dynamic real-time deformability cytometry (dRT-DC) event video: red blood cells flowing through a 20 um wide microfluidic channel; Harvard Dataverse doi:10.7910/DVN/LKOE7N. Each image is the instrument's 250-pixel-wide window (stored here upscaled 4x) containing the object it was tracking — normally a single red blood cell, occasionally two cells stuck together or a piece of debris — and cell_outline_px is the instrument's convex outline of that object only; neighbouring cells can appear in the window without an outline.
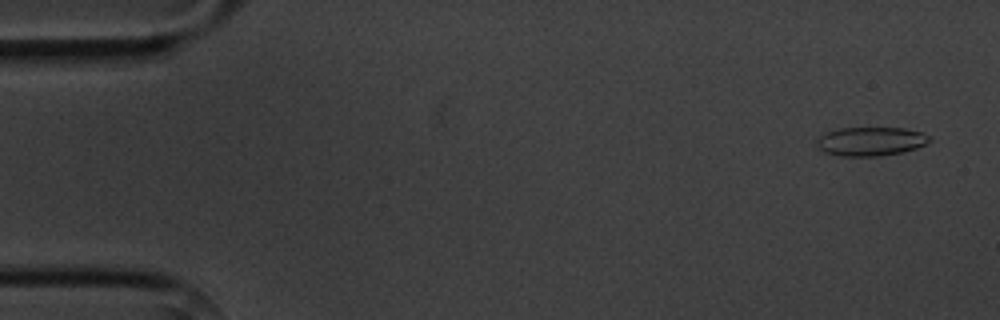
{"species": "common noctule bat (a hibernating species)", "species_latin": "Nyctalus noctula", "temperature_condition": "cold", "stored_images_in_passage": 4, "camera_frame_rate_fps": 3000, "um_per_image_px": 0.085, "animal": {"sex": "male", "body_mass_g": 20.1, "forearm_length_mm": 53.5}, "frame": {"image": 1, "passage_image": 1, "time_ms": 0.0, "image_size_px": [1000, 320], "cell_outline_px": [[932, 140], [916, 148], [904, 152], [880, 156], [840, 156], [824, 152], [816, 148], [816, 140], [820, 136], [836, 128], [904, 128], [920, 132], [932, 136]], "centroid_in_image_um": [74.0, 12.02], "position_along_channel_um": 11.0, "area_um2": 19.13}}